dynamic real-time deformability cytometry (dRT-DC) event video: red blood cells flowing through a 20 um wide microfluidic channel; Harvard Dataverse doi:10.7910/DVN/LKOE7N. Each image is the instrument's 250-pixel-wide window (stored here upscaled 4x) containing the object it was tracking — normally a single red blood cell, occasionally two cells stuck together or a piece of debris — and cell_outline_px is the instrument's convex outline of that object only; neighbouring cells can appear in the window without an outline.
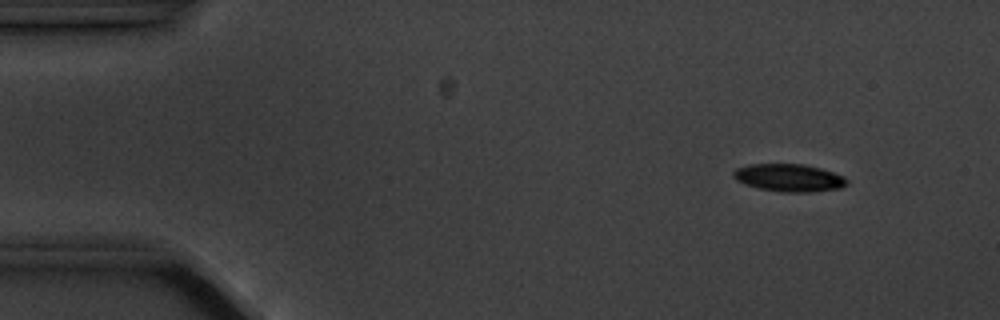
{"species": "common noctule bat (a hibernating species)", "species_latin": "Nyctalus noctula", "temperature_condition": "cold", "stored_images_in_passage": 4, "camera_frame_rate_fps": 3000, "um_per_image_px": 0.085, "animal": {"sex": "male", "body_mass_g": 20.1, "forearm_length_mm": 53.5}, "frame": {"image": 1, "passage_image": 2, "time_ms": 1.333, "image_size_px": [1000, 320], "cell_outline_px": [[848, 184], [840, 188], [808, 192], [780, 192], [756, 188], [744, 184], [736, 180], [732, 176], [732, 172], [736, 168], [748, 164], [804, 164], [820, 168], [844, 176], [848, 180]], "centroid_in_image_um": [67.03, 15.11], "position_along_channel_um": 18.0, "area_um2": 18.44}}